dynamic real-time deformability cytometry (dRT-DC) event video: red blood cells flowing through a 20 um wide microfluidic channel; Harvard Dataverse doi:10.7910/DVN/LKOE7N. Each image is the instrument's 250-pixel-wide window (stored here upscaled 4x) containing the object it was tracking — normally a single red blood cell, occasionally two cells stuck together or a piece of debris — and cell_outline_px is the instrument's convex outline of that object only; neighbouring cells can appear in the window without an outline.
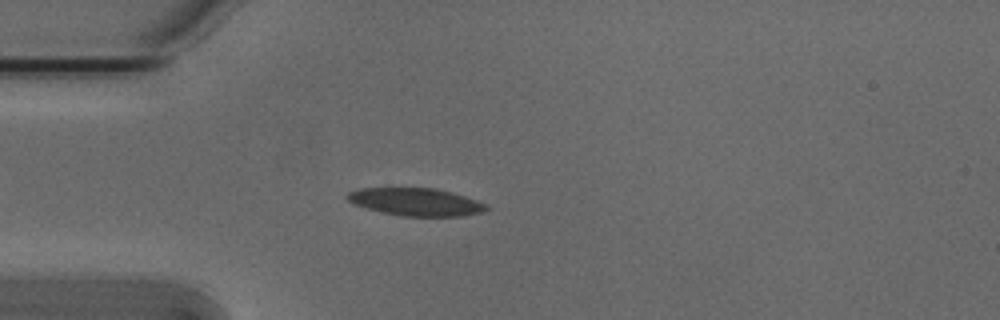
{"species": "Egyptian fruit bat (a non-hibernating species)", "species_latin": "Rousettus aegyptiacus", "temperature_condition": "cold", "stored_images_in_passage": 44, "camera_frame_rate_fps": 3000, "um_per_image_px": 0.085, "animal": {"sex": "male"}, "frame": {"image": 1, "passage_image": 8, "time_ms": 2.333, "image_size_px": [1000, 320], "cell_outline_px": [[488, 208], [484, 212], [460, 216], [404, 216], [384, 212], [352, 204], [348, 200], [348, 192], [360, 188], [436, 188], [464, 196], [488, 204]], "centroid_in_image_um": [35.37, 17.16], "position_along_channel_um": 49.6, "area_um2": 22.2}}
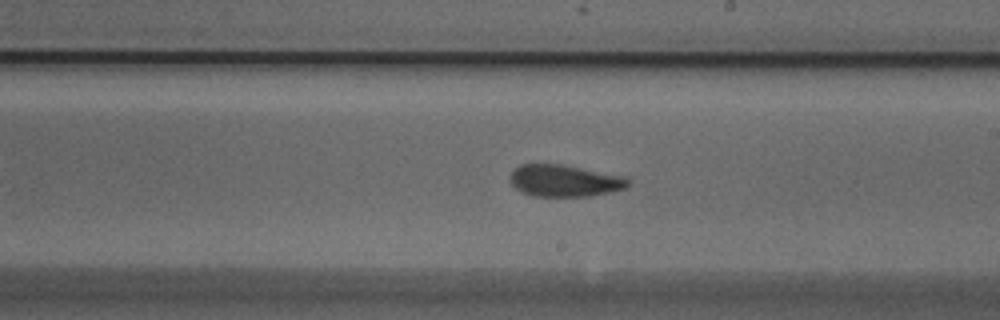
{"frame": {"image": 2, "passage_image": 24, "time_ms": 7.667, "image_size_px": [1000, 320], "cell_outline_px": [[632, 184], [624, 188], [592, 196], [532, 196], [520, 192], [508, 180], [512, 172], [520, 164], [560, 164], [628, 176], [632, 180]], "centroid_in_image_um": [48.03, 15.36], "position_along_channel_um": 241.0, "area_um2": 22.2}}
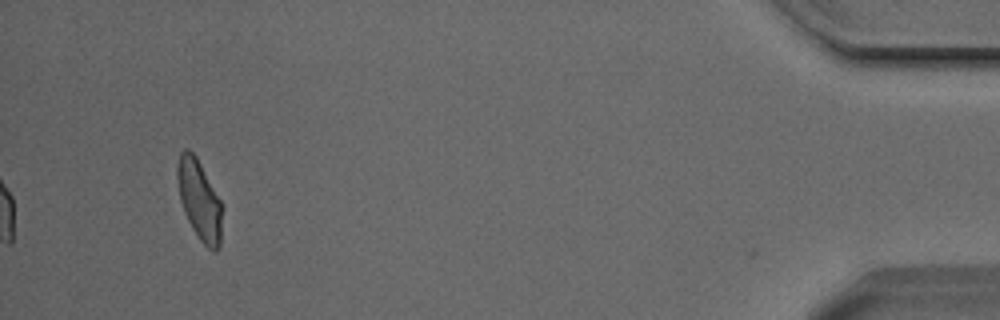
{"frame": {"image": 3, "passage_image": 44, "time_ms": 14.333, "image_size_px": [1000, 320], "cell_outline_px": [[220, 248], [216, 252], [212, 252], [200, 240], [192, 228], [184, 212], [180, 200], [176, 176], [176, 168], [180, 152], [184, 148], [188, 148], [196, 156], [220, 200]], "centroid_in_image_um": [16.9, 16.98], "position_along_channel_um": 418.3, "area_um2": 20.58}, "authors_computed_cell_mechanics": {"area_um2": 22.1374, "velocity_mm_per_s": 3.8167, "shape_relaxation_time_tau1_ms": 4.4242, "shape_relaxation_time_tau2_ms": 2.4247, "deformation_change_tau1": 0.1251, "deformation_change_tau2": 0.0867}}